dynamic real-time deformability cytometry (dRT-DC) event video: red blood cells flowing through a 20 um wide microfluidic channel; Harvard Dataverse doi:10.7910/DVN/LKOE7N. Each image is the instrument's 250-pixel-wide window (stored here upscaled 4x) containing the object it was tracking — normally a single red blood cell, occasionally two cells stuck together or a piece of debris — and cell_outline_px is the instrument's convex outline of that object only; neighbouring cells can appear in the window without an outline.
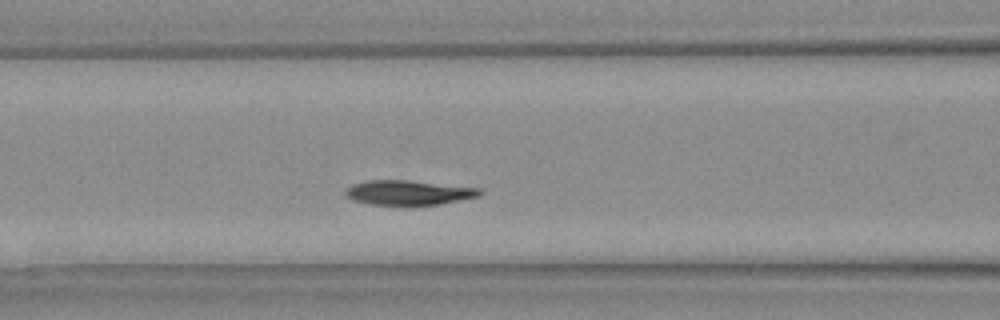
{"species": "Egyptian fruit bat (a non-hibernating species)", "species_latin": "Rousettus aegyptiacus", "temperature_condition": "warm", "stored_images_in_passage": 23, "camera_frame_rate_fps": 3000, "um_per_image_px": 0.085, "animal": {"sex": "female"}, "frame": {"image": 1, "passage_image": 4, "time_ms": 1.0, "image_size_px": [1000, 320], "cell_outline_px": [[484, 192], [480, 196], [440, 204], [408, 208], [368, 204], [352, 200], [344, 196], [344, 192], [352, 184], [368, 180], [408, 180], [480, 188]], "centroid_in_image_um": [34.7, 16.42], "position_along_channel_um": 131.9, "area_um2": 20.23}}